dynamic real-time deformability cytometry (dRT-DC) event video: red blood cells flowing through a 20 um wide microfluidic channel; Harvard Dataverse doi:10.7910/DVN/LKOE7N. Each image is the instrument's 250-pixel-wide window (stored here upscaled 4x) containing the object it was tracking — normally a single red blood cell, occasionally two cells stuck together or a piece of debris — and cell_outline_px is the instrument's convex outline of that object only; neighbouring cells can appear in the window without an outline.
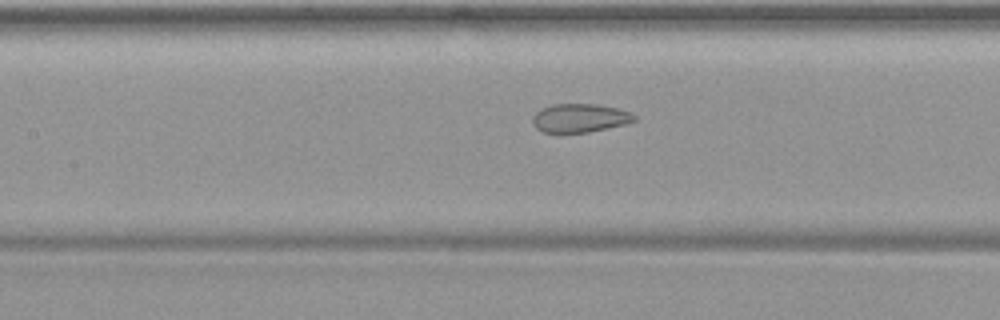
{"species": "common noctule bat (a hibernating species)", "species_latin": "Nyctalus noctula", "temperature_condition": "warm", "stored_images_in_passage": 48, "camera_frame_rate_fps": 3000, "um_per_image_px": 0.085, "animal": {"sex": "female", "body_mass_g": 19.9}, "frame": {"image": 1, "passage_image": 21, "time_ms": 6.667, "image_size_px": [1000, 320], "cell_outline_px": [[636, 120], [628, 124], [588, 132], [560, 136], [540, 132], [532, 124], [532, 116], [536, 112], [552, 104], [600, 104], [632, 112], [636, 116]], "centroid_in_image_um": [49.25, 10.08], "position_along_channel_um": 158.1, "area_um2": 17.8}}
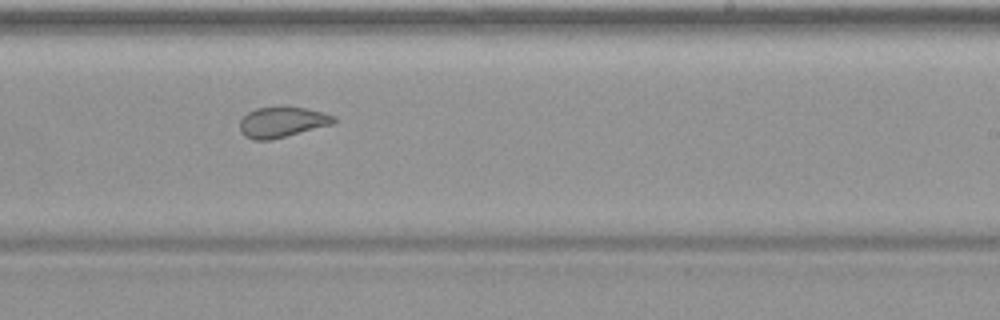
{"frame": {"image": 2, "passage_image": 29, "time_ms": 9.333, "image_size_px": [1000, 320], "cell_outline_px": [[336, 120], [332, 124], [272, 140], [252, 140], [244, 136], [240, 132], [240, 120], [248, 112], [256, 108], [304, 108], [324, 112], [336, 116]], "centroid_in_image_um": [23.97, 10.4], "position_along_channel_um": 265.0, "area_um2": 16.53}}
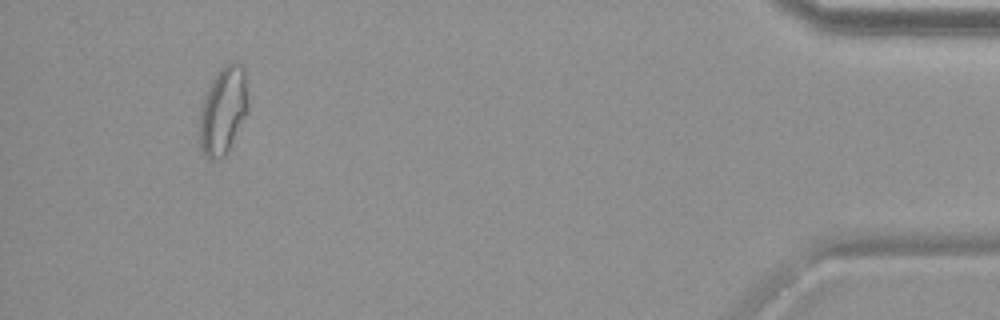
{"frame": {"image": 3, "passage_image": 45, "time_ms": 14.667, "image_size_px": [1000, 320], "cell_outline_px": [[248, 112], [228, 152], [220, 160], [208, 160], [204, 156], [200, 148], [200, 112], [204, 96], [208, 88], [220, 68], [236, 60], [244, 68], [248, 104]], "centroid_in_image_um": [18.97, 9.45], "position_along_channel_um": 416.2, "area_um2": 24.91}}